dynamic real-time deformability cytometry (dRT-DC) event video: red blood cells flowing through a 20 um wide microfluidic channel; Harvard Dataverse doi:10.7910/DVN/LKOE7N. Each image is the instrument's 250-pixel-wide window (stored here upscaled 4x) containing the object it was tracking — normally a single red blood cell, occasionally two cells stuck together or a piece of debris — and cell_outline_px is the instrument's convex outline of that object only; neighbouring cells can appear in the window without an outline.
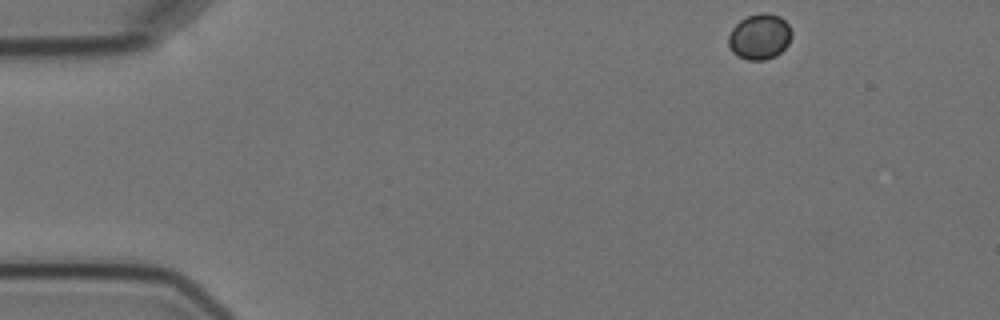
{"species": "Egyptian fruit bat (a non-hibernating species)", "species_latin": "Rousettus aegyptiacus", "temperature_condition": "cold", "stored_images_in_passage": 4, "camera_frame_rate_fps": 3000, "um_per_image_px": 0.085, "animal": {"sex": "female"}, "frame": {"image": 1, "passage_image": 1, "time_ms": 0.0, "image_size_px": [1000, 320], "cell_outline_px": [[792, 36], [788, 44], [776, 56], [764, 60], [748, 60], [732, 52], [728, 44], [728, 36], [732, 28], [740, 20], [748, 16], [760, 12], [768, 12], [780, 16], [788, 24], [792, 32]], "centroid_in_image_um": [64.57, 3.1], "position_along_channel_um": 20.4, "area_um2": 16.88}}